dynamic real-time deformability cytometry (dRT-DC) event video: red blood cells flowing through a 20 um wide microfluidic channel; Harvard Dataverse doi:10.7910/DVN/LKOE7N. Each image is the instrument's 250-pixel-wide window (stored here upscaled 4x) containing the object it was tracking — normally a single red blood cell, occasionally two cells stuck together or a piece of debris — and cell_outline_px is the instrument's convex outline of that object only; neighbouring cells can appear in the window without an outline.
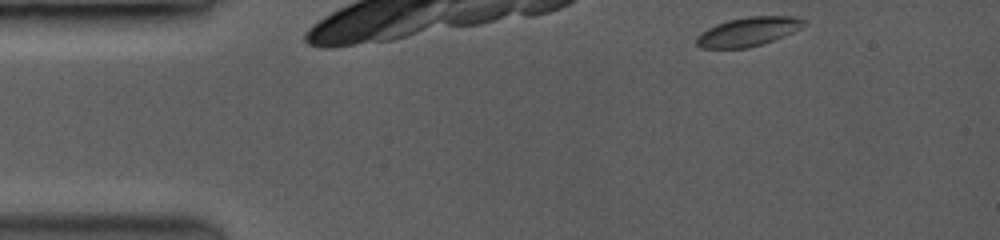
{"species": "common noctule bat (a hibernating species)", "species_latin": "Nyctalus noctula", "temperature_condition": "room temperature", "stored_images_in_passage": 32, "camera_frame_rate_fps": 3500, "um_per_image_px": 0.085, "animal": {"sex": "female", "body_mass_g": 19.0, "forearm_length_mm": 53.3}, "frame": {"image": 1, "passage_image": 1, "time_ms": 0.0, "image_size_px": [1000, 240], "cell_outline_px": [[804, 24], [772, 40], [748, 48], [700, 48], [696, 44], [696, 40], [708, 28], [716, 24], [728, 20], [748, 16], [792, 16], [804, 20]], "centroid_in_image_um": [63.51, 2.69], "position_along_channel_um": 21.5, "area_um2": 17.4}}